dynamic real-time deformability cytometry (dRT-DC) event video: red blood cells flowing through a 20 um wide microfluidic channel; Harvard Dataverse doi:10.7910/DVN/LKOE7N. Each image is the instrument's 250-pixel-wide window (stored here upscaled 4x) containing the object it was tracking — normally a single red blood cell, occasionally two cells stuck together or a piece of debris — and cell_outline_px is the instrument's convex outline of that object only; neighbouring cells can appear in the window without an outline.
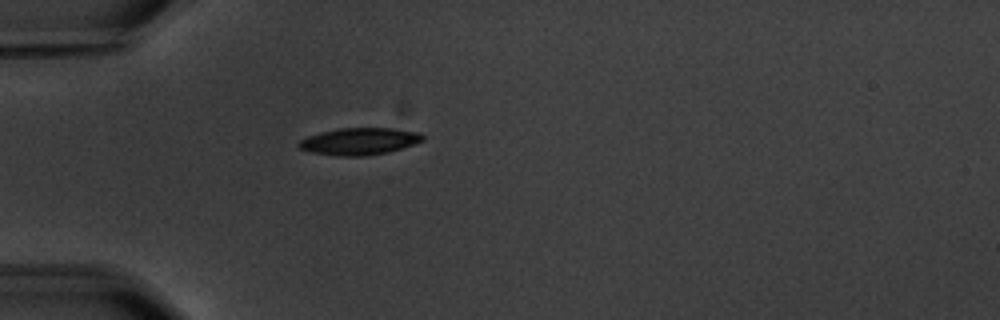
{"species": "common noctule bat (a hibernating species)", "species_latin": "Nyctalus noctula", "temperature_condition": "warm", "stored_images_in_passage": 1, "camera_frame_rate_fps": 3000, "um_per_image_px": 0.085, "animal": {"sex": "male", "body_mass_g": 20.1, "forearm_length_mm": 53.5}, "frame": {"image": 1, "passage_image": 1, "time_ms": 0.0, "image_size_px": [1000, 320], "cell_outline_px": [[424, 140], [388, 152], [364, 156], [340, 156], [312, 152], [300, 148], [296, 144], [300, 140], [308, 136], [320, 132], [340, 128], [392, 128], [420, 132], [424, 136]], "centroid_in_image_um": [30.54, 12.0], "position_along_channel_um": 54.5, "area_um2": 19.36}}